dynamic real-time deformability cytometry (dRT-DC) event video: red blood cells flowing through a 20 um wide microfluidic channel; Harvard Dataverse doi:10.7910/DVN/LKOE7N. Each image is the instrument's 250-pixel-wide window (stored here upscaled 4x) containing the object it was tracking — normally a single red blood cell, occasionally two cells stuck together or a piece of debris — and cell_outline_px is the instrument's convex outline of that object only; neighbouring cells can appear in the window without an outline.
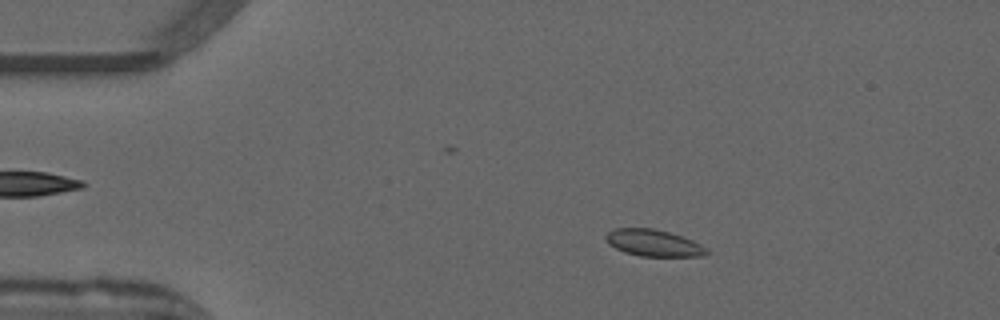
{"species": "common noctule bat (a hibernating species)", "species_latin": "Nyctalus noctula", "temperature_condition": "warm", "stored_images_in_passage": 49, "camera_frame_rate_fps": 3000, "um_per_image_px": 0.085, "animal": {"sex": "male", "forearm_length_mm": 52.5}, "frame": {"image": 1, "passage_image": 7, "time_ms": 2.0, "image_size_px": [1000, 320], "cell_outline_px": [[708, 256], [640, 256], [624, 252], [608, 244], [604, 236], [608, 232], [616, 228], [656, 228], [692, 240], [700, 244], [708, 252]], "centroid_in_image_um": [55.52, 20.65], "position_along_channel_um": 29.5, "area_um2": 15.61}}
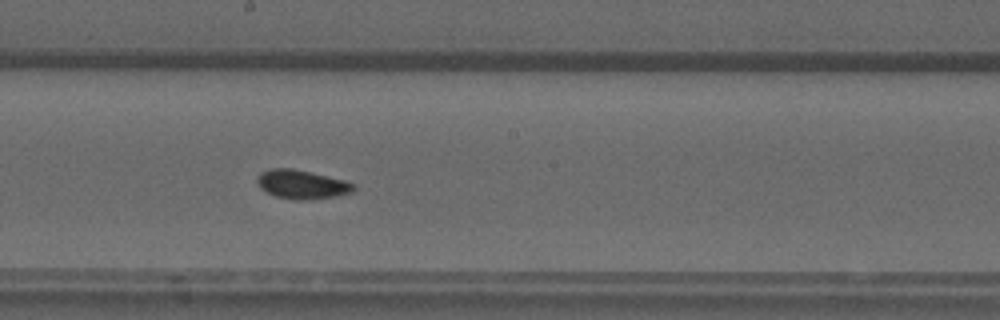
{"frame": {"image": 2, "passage_image": 26, "time_ms": 8.333, "image_size_px": [1000, 320], "cell_outline_px": [[356, 188], [352, 192], [336, 196], [300, 200], [292, 200], [276, 196], [260, 188], [256, 180], [256, 176], [260, 172], [272, 168], [292, 168], [344, 180], [356, 184]], "centroid_in_image_um": [25.64, 15.67], "position_along_channel_um": 222.6, "area_um2": 16.18}}
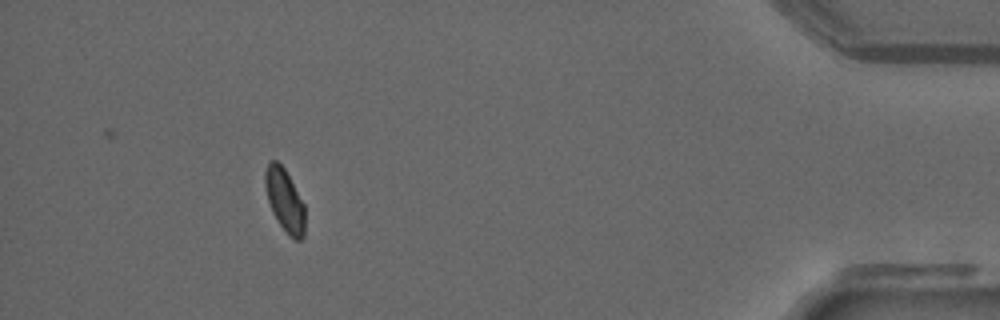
{"frame": {"image": 3, "passage_image": 45, "time_ms": 14.667, "image_size_px": [1000, 320], "cell_outline_px": [[304, 236], [300, 240], [296, 240], [288, 236], [272, 212], [268, 200], [264, 184], [264, 172], [268, 160], [276, 160], [284, 168], [304, 204]], "centroid_in_image_um": [24.17, 17.01], "position_along_channel_um": 411.0, "area_um2": 14.57}}